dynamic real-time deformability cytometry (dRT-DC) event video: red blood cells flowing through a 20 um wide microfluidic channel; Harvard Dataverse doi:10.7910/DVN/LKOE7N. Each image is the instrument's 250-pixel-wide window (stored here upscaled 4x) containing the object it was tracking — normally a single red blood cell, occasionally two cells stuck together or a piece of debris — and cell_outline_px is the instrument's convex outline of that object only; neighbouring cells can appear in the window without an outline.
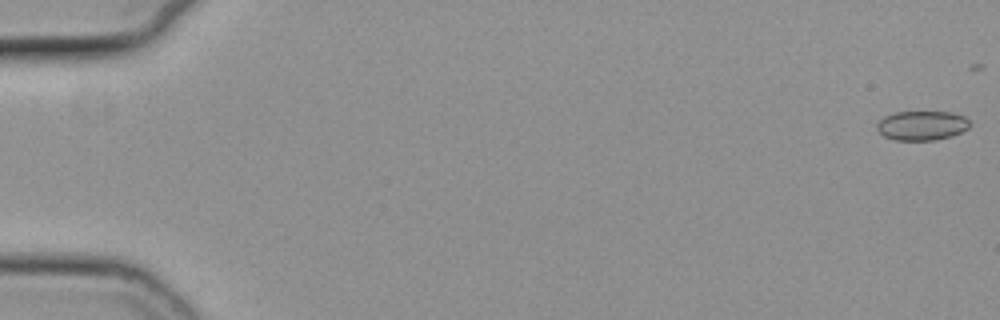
{"species": "common noctule bat (a hibernating species)", "species_latin": "Nyctalus noctula", "temperature_condition": "cold", "stored_images_in_passage": 29, "camera_frame_rate_fps": 3000, "um_per_image_px": 0.085, "animal": {"sex": "female", "body_mass_g": 19.3, "forearm_length_mm": 54.1}, "frame": {"image": 1, "passage_image": 1, "time_ms": 0.0, "image_size_px": [1000, 320], "cell_outline_px": [[972, 124], [968, 128], [952, 136], [936, 140], [896, 140], [884, 136], [876, 128], [876, 124], [884, 116], [896, 112], [952, 112], [964, 116]], "centroid_in_image_um": [78.37, 10.67], "position_along_channel_um": 6.6, "area_um2": 15.95}}
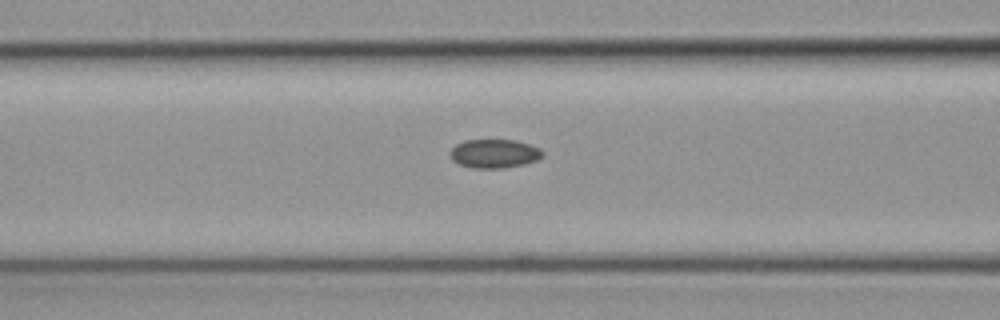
{"frame": {"image": 2, "passage_image": 24, "time_ms": 7.667, "image_size_px": [1000, 320], "cell_outline_px": [[544, 156], [536, 160], [524, 164], [504, 168], [472, 168], [460, 164], [452, 160], [448, 152], [456, 144], [464, 140], [516, 140], [540, 148], [544, 152]], "centroid_in_image_um": [42.01, 13.05], "position_along_channel_um": 124.6, "area_um2": 15.61}}
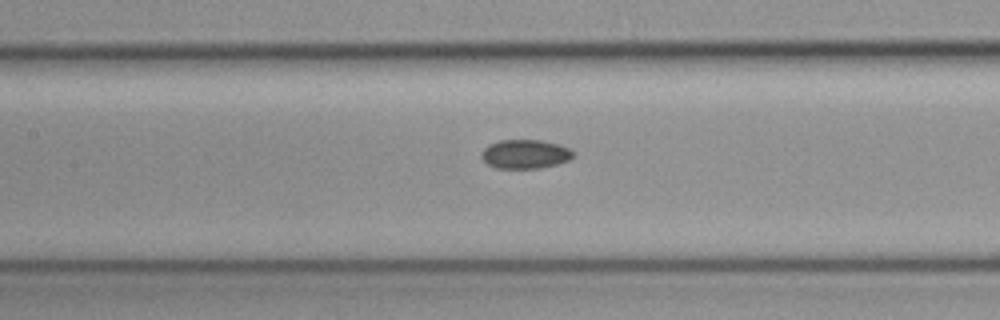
{"frame": {"image": 3, "passage_image": 27, "time_ms": 8.667, "image_size_px": [1000, 320], "cell_outline_px": [[572, 156], [568, 160], [556, 164], [540, 168], [496, 168], [488, 164], [480, 156], [480, 152], [488, 144], [500, 140], [540, 140], [556, 144], [568, 148], [572, 152]], "centroid_in_image_um": [44.57, 13.09], "position_along_channel_um": 162.8, "area_um2": 15.32}}